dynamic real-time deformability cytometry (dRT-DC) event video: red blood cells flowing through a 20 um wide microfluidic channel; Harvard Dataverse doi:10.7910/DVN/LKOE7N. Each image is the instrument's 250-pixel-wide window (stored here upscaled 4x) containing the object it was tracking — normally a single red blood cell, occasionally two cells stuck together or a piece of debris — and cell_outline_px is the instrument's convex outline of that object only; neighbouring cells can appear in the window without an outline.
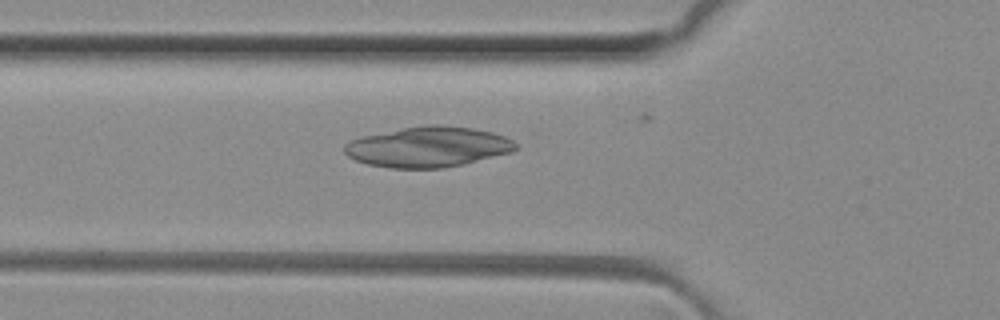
{"species": "common noctule bat (a hibernating species)", "species_latin": "Nyctalus noctula", "temperature_condition": "room temperature", "stored_images_in_passage": 26, "camera_frame_rate_fps": 3000, "um_per_image_px": 0.085, "animal": {"sex": "female", "body_mass_g": 29.2, "forearm_length_mm": 56.3}, "frame": {"image": 1, "passage_image": 17, "time_ms": 5.333, "image_size_px": [1000, 320], "cell_outline_px": [[516, 148], [512, 152], [464, 164], [444, 168], [392, 168], [368, 164], [356, 160], [348, 156], [344, 152], [344, 144], [352, 140], [364, 136], [424, 124], [440, 124], [472, 128], [492, 132], [504, 136], [512, 140], [516, 144]], "centroid_in_image_um": [36.4, 12.49], "position_along_channel_um": 89.4, "area_um2": 40.17}}
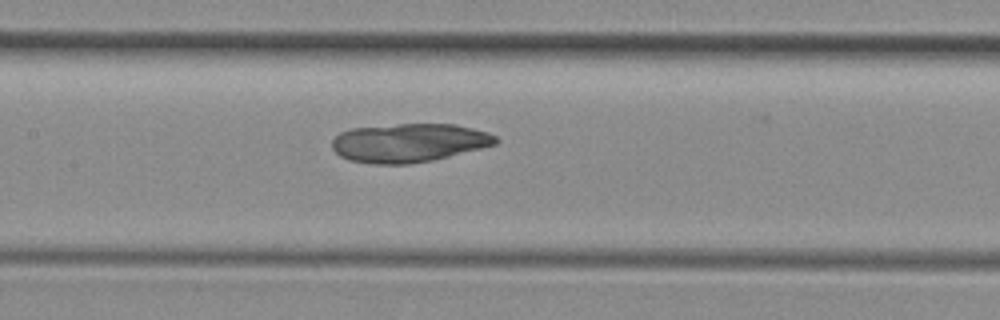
{"frame": {"image": 2, "passage_image": 23, "time_ms": 7.333, "image_size_px": [1000, 320], "cell_outline_px": [[500, 140], [496, 144], [432, 160], [408, 164], [376, 164], [348, 160], [340, 156], [332, 148], [332, 140], [340, 132], [352, 128], [396, 124], [456, 124], [488, 132], [496, 136]], "centroid_in_image_um": [34.75, 12.13], "position_along_channel_um": 172.7, "area_um2": 36.82}}
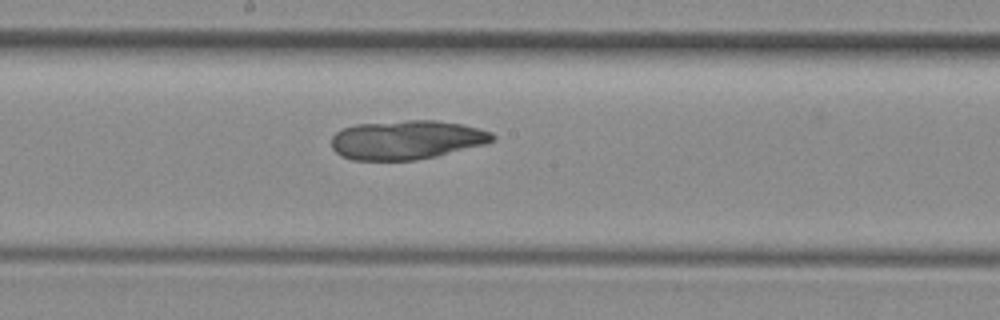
{"frame": {"image": 3, "passage_image": 26, "time_ms": 8.333, "image_size_px": [1000, 320], "cell_outline_px": [[496, 140], [484, 144], [436, 156], [416, 160], [352, 160], [340, 156], [332, 148], [332, 136], [336, 132], [344, 128], [356, 124], [408, 120], [436, 120], [464, 124], [492, 132], [496, 136]], "centroid_in_image_um": [34.57, 11.88], "position_along_channel_um": 213.6, "area_um2": 36.76}}